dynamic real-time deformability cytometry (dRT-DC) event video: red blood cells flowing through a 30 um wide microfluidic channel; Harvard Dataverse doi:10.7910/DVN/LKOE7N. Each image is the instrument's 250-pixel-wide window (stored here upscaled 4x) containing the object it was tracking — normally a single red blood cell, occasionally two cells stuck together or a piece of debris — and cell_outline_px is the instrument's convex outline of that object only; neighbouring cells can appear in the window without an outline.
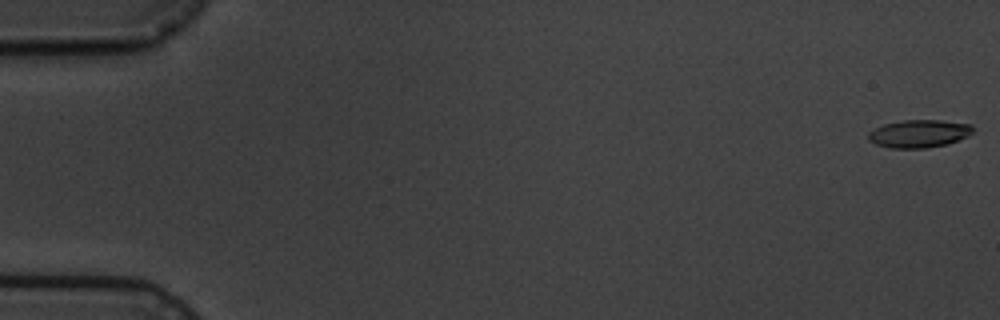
{"species": "common noctule bat (a hibernating species)", "species_latin": "Nyctalus noctula", "temperature_condition": "cold", "stored_images_in_passage": 5, "camera_frame_rate_fps": 3000, "um_per_image_px": 0.085, "animal": {"sex": "male", "body_mass_g": 19.5, "forearm_length_mm": 54.6}, "frame": {"image": 1, "passage_image": 1, "time_ms": 0.0, "image_size_px": [1000, 320], "cell_outline_px": [[972, 132], [968, 136], [948, 144], [924, 148], [888, 148], [876, 144], [868, 140], [868, 132], [884, 124], [904, 120], [940, 120], [972, 124]], "centroid_in_image_um": [78.11, 11.36], "position_along_channel_um": 6.9, "area_um2": 16.94}}
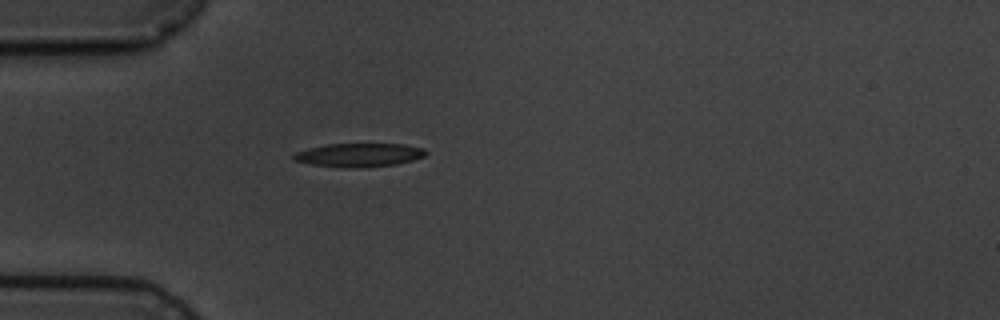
{"frame": {"image": 2, "passage_image": 5, "time_ms": 5.333, "image_size_px": [1000, 320], "cell_outline_px": [[428, 152], [424, 156], [412, 160], [396, 164], [360, 168], [356, 168], [312, 164], [292, 160], [292, 156], [296, 152], [308, 148], [324, 144], [404, 144], [424, 148]], "centroid_in_image_um": [30.52, 13.16], "position_along_channel_um": 54.5, "area_um2": 18.09}}